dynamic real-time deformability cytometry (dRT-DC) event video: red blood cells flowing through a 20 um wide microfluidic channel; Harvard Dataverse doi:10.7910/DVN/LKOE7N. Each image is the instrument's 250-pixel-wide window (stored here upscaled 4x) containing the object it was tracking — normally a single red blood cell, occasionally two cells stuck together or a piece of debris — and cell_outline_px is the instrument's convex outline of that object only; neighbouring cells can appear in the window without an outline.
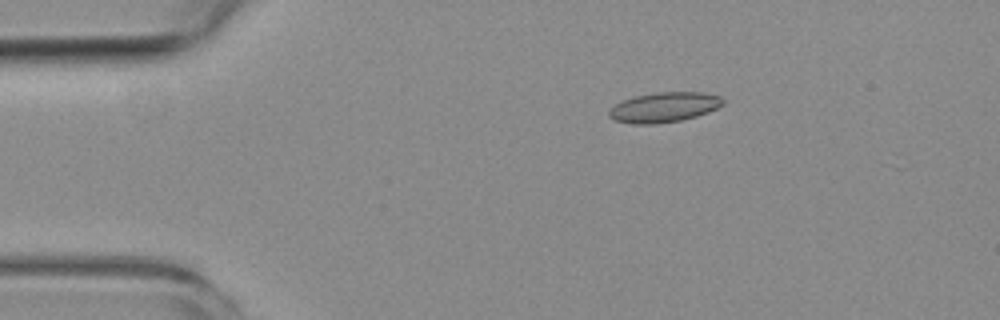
{"species": "common noctule bat (a hibernating species)", "species_latin": "Nyctalus noctula", "temperature_condition": "room temperature", "stored_images_in_passage": 6, "camera_frame_rate_fps": 3000, "um_per_image_px": 0.085, "animal": {"sex": "female", "body_mass_g": 19.3, "forearm_length_mm": 54.1}, "frame": {"image": 1, "passage_image": 3, "time_ms": 2.333, "image_size_px": [1000, 320], "cell_outline_px": [[724, 104], [708, 112], [696, 116], [680, 120], [656, 124], [632, 124], [612, 120], [608, 116], [608, 112], [616, 104], [624, 100], [636, 96], [656, 92], [704, 92], [720, 96], [724, 100]], "centroid_in_image_um": [56.45, 9.12], "position_along_channel_um": 28.6, "area_um2": 19.88}}
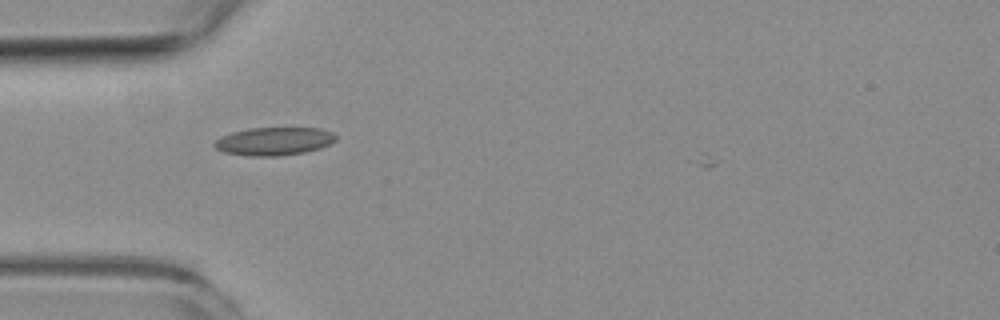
{"frame": {"image": 2, "passage_image": 5, "time_ms": 4.667, "image_size_px": [1000, 320], "cell_outline_px": [[336, 140], [320, 148], [304, 152], [276, 156], [248, 156], [224, 152], [216, 148], [212, 144], [220, 136], [232, 132], [248, 128], [320, 128], [332, 132], [336, 136]], "centroid_in_image_um": [23.26, 12.0], "position_along_channel_um": 61.7, "area_um2": 19.83}}
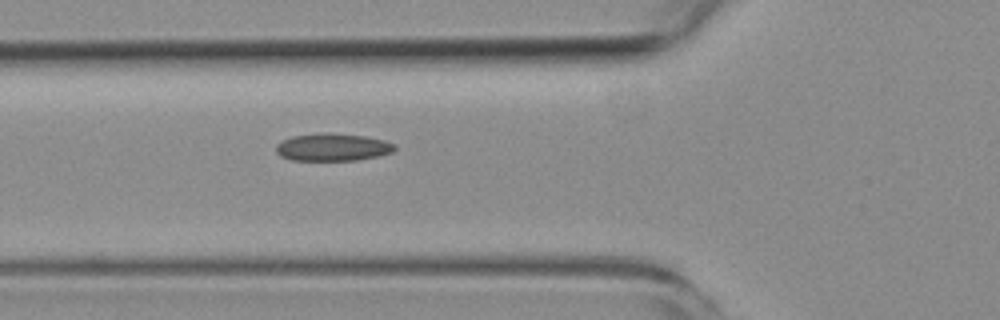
{"frame": {"image": 3, "passage_image": 6, "time_ms": 5.667, "image_size_px": [1000, 320], "cell_outline_px": [[396, 148], [392, 152], [376, 156], [356, 160], [292, 160], [280, 156], [276, 152], [276, 144], [292, 136], [320, 132], [364, 136], [384, 140], [396, 144]], "centroid_in_image_um": [28.26, 12.51], "position_along_channel_um": 97.5, "area_um2": 18.96}}